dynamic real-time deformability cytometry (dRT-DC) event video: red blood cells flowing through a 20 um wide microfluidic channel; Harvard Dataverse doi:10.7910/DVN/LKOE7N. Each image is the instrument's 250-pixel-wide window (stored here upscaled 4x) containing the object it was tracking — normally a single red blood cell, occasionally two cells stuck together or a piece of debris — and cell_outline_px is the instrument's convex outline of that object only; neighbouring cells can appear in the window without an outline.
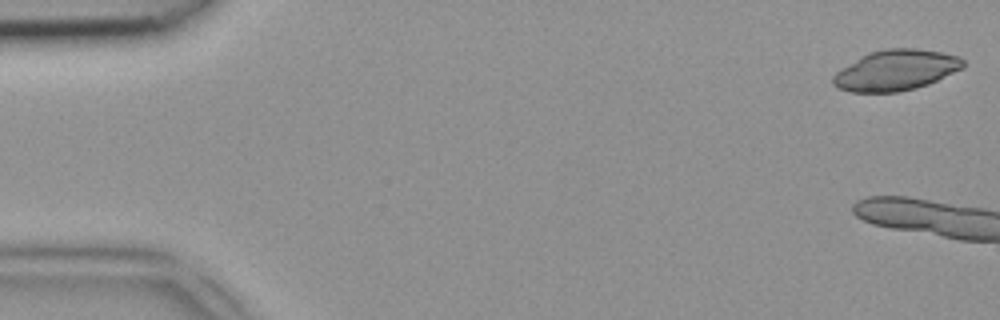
{"species": "common noctule bat (a hibernating species)", "species_latin": "Nyctalus noctula", "temperature_condition": "room temperature", "stored_images_in_passage": 3, "camera_frame_rate_fps": 3000, "um_per_image_px": 0.085, "animal": {"sex": "female", "body_mass_g": 18.4}, "frame": {"image": 1, "passage_image": 1, "time_ms": 0.0, "image_size_px": [1000, 320], "cell_outline_px": [[964, 68], [928, 84], [916, 88], [900, 92], [852, 92], [840, 88], [832, 84], [832, 76], [840, 68], [860, 56], [868, 52], [884, 48], [916, 48], [940, 52], [960, 56], [964, 60]], "centroid_in_image_um": [76.14, 5.96], "position_along_channel_um": 8.9, "area_um2": 31.04}}